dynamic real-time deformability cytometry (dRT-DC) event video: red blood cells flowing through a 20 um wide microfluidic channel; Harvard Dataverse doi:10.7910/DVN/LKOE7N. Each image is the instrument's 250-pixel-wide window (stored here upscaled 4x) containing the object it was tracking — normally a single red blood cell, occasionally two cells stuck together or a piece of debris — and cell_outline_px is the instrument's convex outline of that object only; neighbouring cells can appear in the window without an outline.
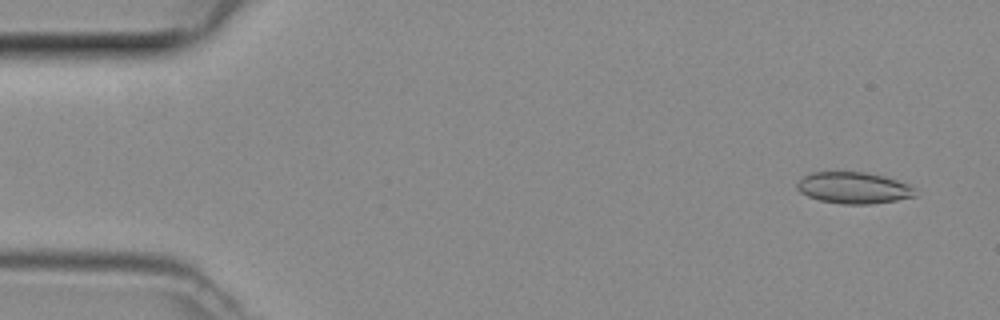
{"species": "common noctule bat (a hibernating species)", "species_latin": "Nyctalus noctula", "temperature_condition": "room temperature", "stored_images_in_passage": 48, "camera_frame_rate_fps": 3000, "um_per_image_px": 0.085, "animal": {"sex": "female", "body_mass_g": 29.2, "forearm_length_mm": 56.3}, "frame": {"image": 1, "passage_image": 3, "time_ms": 0.667, "image_size_px": [1000, 320], "cell_outline_px": [[916, 196], [896, 200], [868, 204], [844, 204], [820, 200], [808, 196], [800, 192], [796, 188], [796, 184], [804, 176], [812, 172], [864, 172], [884, 176], [908, 184], [912, 188]], "centroid_in_image_um": [72.53, 15.96], "position_along_channel_um": 12.5, "area_um2": 21.39}}
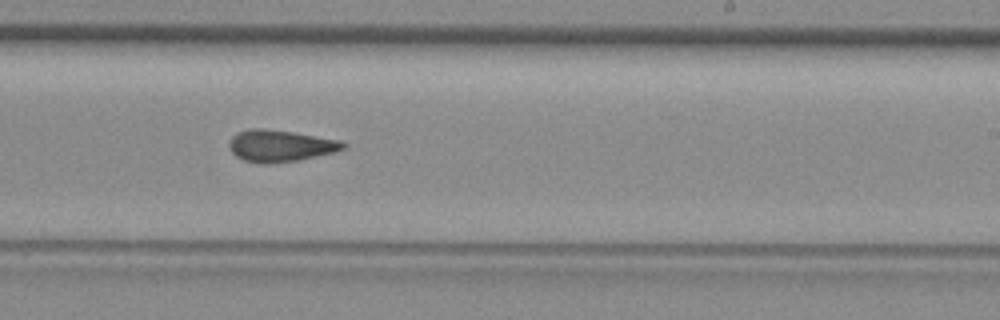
{"frame": {"image": 2, "passage_image": 29, "time_ms": 9.333, "image_size_px": [1000, 320], "cell_outline_px": [[348, 144], [344, 148], [336, 152], [296, 160], [264, 164], [260, 164], [244, 160], [236, 156], [228, 148], [228, 144], [232, 136], [236, 132], [252, 128], [260, 128], [292, 132], [340, 140]], "centroid_in_image_um": [23.8, 12.39], "position_along_channel_um": 265.2, "area_um2": 21.04}}
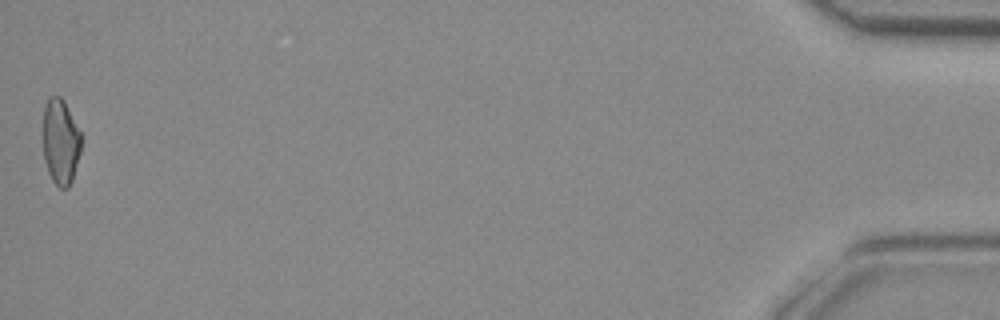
{"frame": {"image": 3, "passage_image": 48, "time_ms": 15.667, "image_size_px": [1000, 320], "cell_outline_px": [[80, 152], [72, 180], [68, 188], [60, 188], [52, 180], [48, 172], [44, 160], [40, 132], [44, 108], [48, 96], [60, 96], [64, 100], [80, 132]], "centroid_in_image_um": [5.08, 12.02], "position_along_channel_um": 430.1, "area_um2": 19.54}}